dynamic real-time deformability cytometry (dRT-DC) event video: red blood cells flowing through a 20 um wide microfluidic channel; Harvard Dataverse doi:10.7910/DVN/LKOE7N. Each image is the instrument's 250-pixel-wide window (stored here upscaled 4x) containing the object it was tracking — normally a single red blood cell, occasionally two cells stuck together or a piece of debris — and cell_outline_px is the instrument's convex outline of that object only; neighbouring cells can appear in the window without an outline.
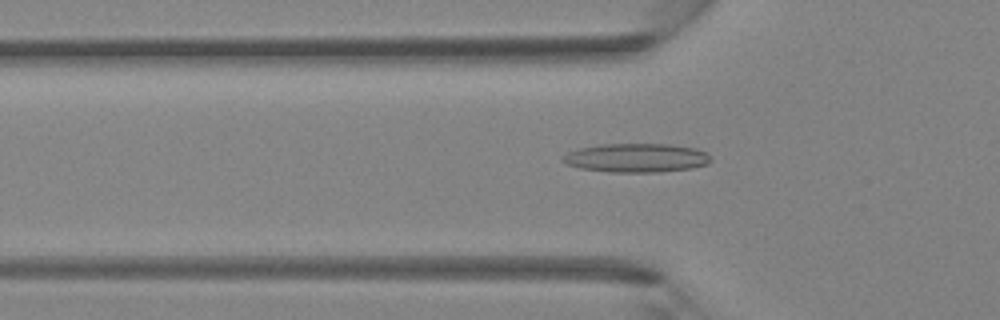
{"species": "Egyptian fruit bat (a non-hibernating species)", "species_latin": "Rousettus aegyptiacus", "temperature_condition": "room temperature", "stored_images_in_passage": 44, "camera_frame_rate_fps": 3000, "um_per_image_px": 0.085, "animal": {"sex": "female"}, "frame": {"image": 1, "passage_image": 15, "time_ms": 4.667, "image_size_px": [1000, 320], "cell_outline_px": [[712, 160], [708, 164], [692, 168], [660, 172], [608, 172], [580, 168], [568, 164], [560, 160], [560, 156], [568, 152], [580, 148], [600, 144], [668, 144], [696, 148], [712, 156]], "centroid_in_image_um": [54.09, 13.42], "position_along_channel_um": 71.7, "area_um2": 25.09}}
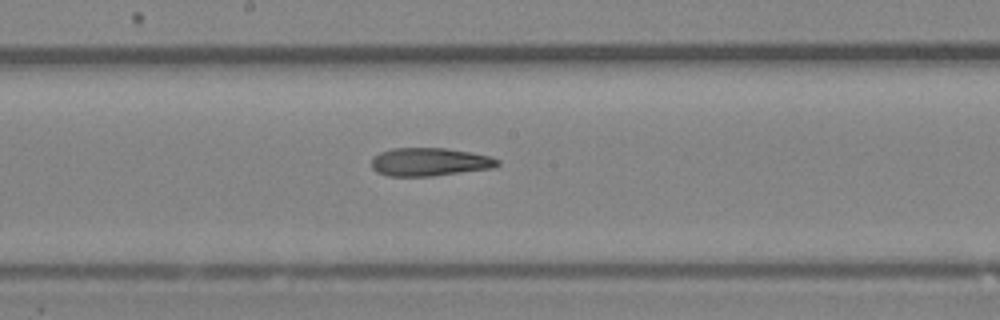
{"frame": {"image": 2, "passage_image": 24, "time_ms": 7.667, "image_size_px": [1000, 320], "cell_outline_px": [[500, 164], [492, 168], [432, 176], [388, 176], [376, 172], [372, 168], [372, 156], [380, 152], [392, 148], [444, 148], [468, 152], [488, 156], [500, 160]], "centroid_in_image_um": [36.47, 13.76], "position_along_channel_um": 211.7, "area_um2": 20.63}}
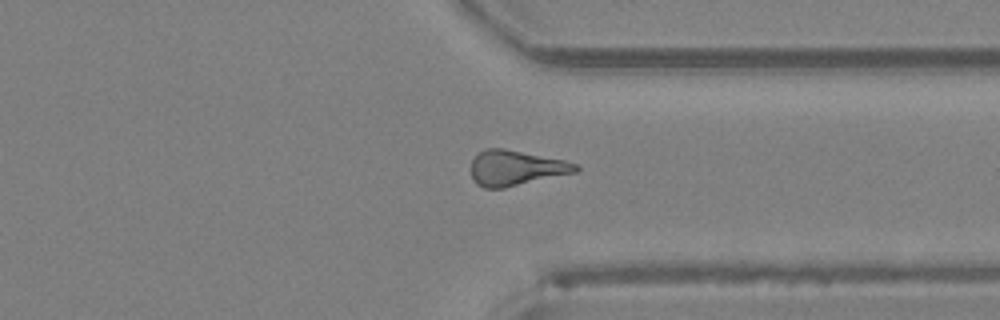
{"frame": {"image": 3, "passage_image": 34, "time_ms": 11.0, "image_size_px": [1000, 320], "cell_outline_px": [[580, 168], [576, 172], [504, 188], [484, 188], [476, 184], [472, 176], [472, 160], [480, 152], [488, 148], [504, 148], [564, 160], [576, 164]], "centroid_in_image_um": [43.84, 14.28], "position_along_channel_um": 367.6, "area_um2": 21.27}}